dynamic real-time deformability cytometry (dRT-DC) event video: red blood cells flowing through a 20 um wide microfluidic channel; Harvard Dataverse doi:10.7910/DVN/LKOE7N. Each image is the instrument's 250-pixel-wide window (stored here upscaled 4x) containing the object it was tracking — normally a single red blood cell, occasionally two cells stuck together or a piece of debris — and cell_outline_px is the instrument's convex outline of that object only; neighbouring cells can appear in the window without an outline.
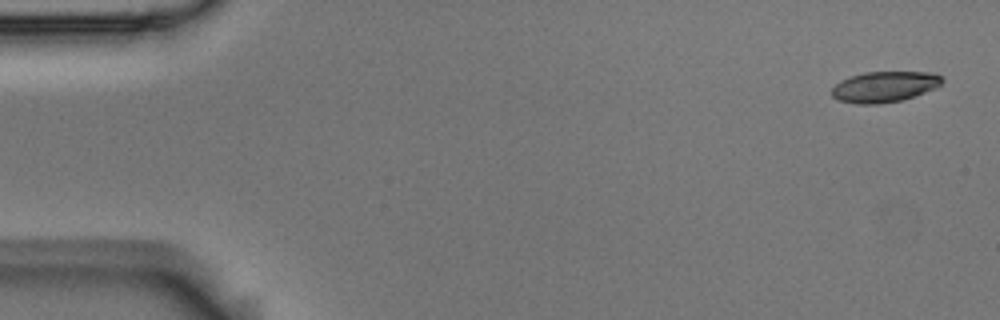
{"species": "Egyptian fruit bat (a non-hibernating species)", "species_latin": "Rousettus aegyptiacus", "temperature_condition": "room temperature", "stored_images_in_passage": 4, "camera_frame_rate_fps": 3000, "um_per_image_px": 0.085, "animal": {"sex": "male"}, "frame": {"image": 1, "passage_image": 1, "time_ms": 0.0, "image_size_px": [1000, 320], "cell_outline_px": [[944, 80], [936, 88], [916, 96], [900, 100], [880, 104], [856, 104], [840, 100], [832, 96], [832, 88], [840, 80], [864, 72], [936, 72], [944, 76]], "centroid_in_image_um": [75.23, 7.36], "position_along_channel_um": 9.8, "area_um2": 19.94}}
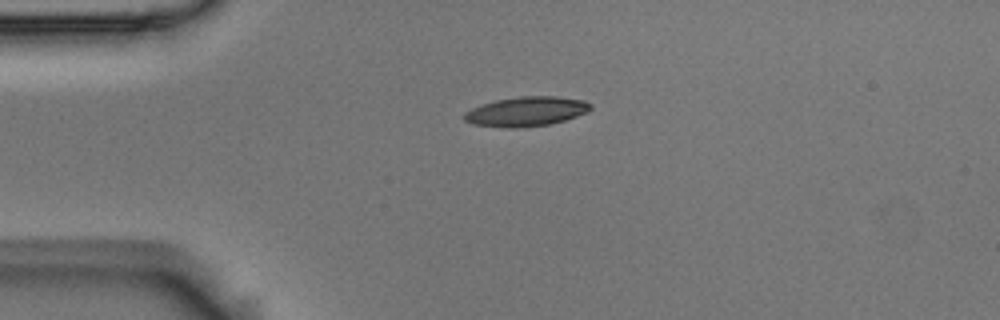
{"frame": {"image": 2, "passage_image": 4, "time_ms": 1.0, "image_size_px": [1000, 320], "cell_outline_px": [[592, 108], [588, 112], [564, 120], [548, 124], [516, 128], [508, 128], [472, 124], [464, 120], [464, 112], [472, 108], [496, 100], [520, 96], [556, 96], [584, 100], [592, 104]], "centroid_in_image_um": [44.74, 9.47], "position_along_channel_um": 40.3, "area_um2": 21.68}}